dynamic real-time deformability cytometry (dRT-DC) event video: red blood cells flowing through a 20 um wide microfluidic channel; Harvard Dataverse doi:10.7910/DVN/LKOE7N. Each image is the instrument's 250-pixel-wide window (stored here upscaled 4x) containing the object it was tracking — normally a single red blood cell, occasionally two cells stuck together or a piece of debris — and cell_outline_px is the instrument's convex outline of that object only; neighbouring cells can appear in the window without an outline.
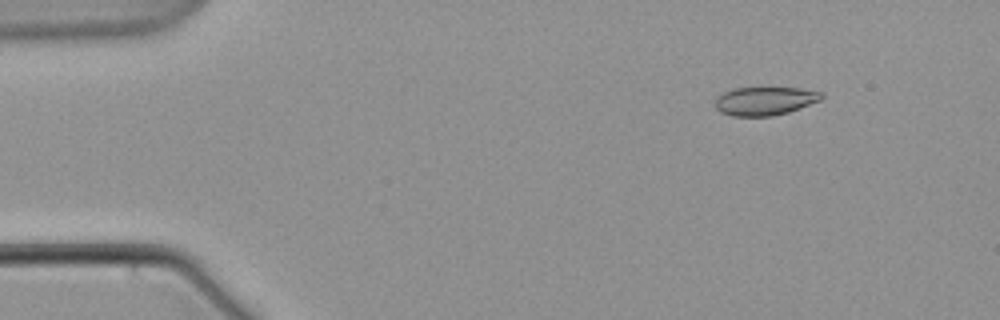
{"species": "common noctule bat (a hibernating species)", "species_latin": "Nyctalus noctula", "temperature_condition": "warm", "stored_images_in_passage": 6, "camera_frame_rate_fps": 3000, "um_per_image_px": 0.085, "animal": {"sex": "male", "body_mass_g": 21.5, "forearm_length_mm": 52.0}, "frame": {"image": 1, "passage_image": 3, "time_ms": 2.333, "image_size_px": [1000, 320], "cell_outline_px": [[824, 96], [820, 100], [800, 108], [788, 112], [772, 116], [732, 116], [720, 112], [716, 108], [716, 100], [724, 92], [732, 88], [800, 88], [824, 92]], "centroid_in_image_um": [65.04, 8.58], "position_along_channel_um": 20.0, "area_um2": 17.57}}
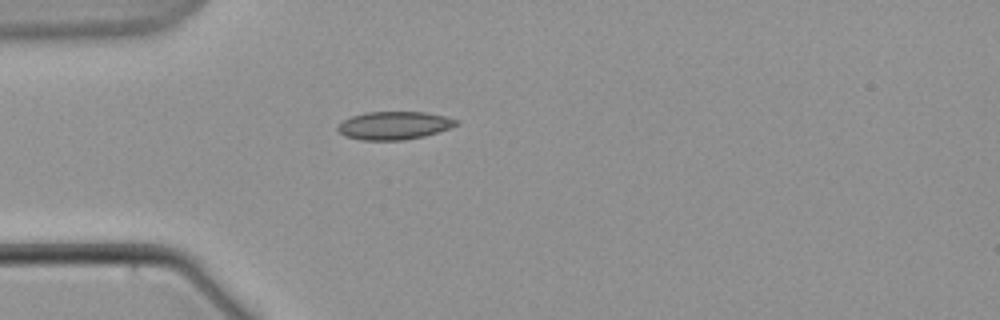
{"frame": {"image": 2, "passage_image": 6, "time_ms": 6.0, "image_size_px": [1000, 320], "cell_outline_px": [[460, 124], [424, 136], [404, 140], [360, 140], [344, 136], [336, 128], [344, 120], [352, 116], [364, 112], [424, 112], [444, 116], [460, 120]], "centroid_in_image_um": [33.5, 10.66], "position_along_channel_um": 51.5, "area_um2": 19.31}}